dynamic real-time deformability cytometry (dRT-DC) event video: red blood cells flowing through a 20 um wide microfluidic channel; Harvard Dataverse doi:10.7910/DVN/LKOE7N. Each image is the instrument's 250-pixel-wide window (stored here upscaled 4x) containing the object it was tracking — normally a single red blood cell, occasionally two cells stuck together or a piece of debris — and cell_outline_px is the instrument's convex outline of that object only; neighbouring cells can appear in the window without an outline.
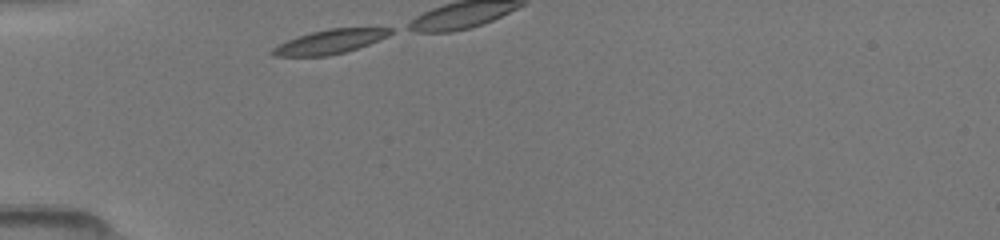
{"species": "common noctule bat (a hibernating species)", "species_latin": "Nyctalus noctula", "temperature_condition": "room temperature", "stored_images_in_passage": 4, "camera_frame_rate_fps": 3000, "um_per_image_px": 0.085, "animal": {"sex": "female", "body_mass_g": 19.5, "forearm_length_mm": 54.1}, "frame": {"image": 1, "passage_image": 1, "time_ms": 0.0, "image_size_px": [1000, 240], "cell_outline_px": [[392, 32], [388, 36], [368, 44], [344, 52], [328, 56], [272, 56], [268, 52], [272, 48], [288, 40], [312, 32], [328, 28], [392, 28]], "centroid_in_image_um": [28.0, 3.55], "position_along_channel_um": 57.0, "area_um2": 16.36}}
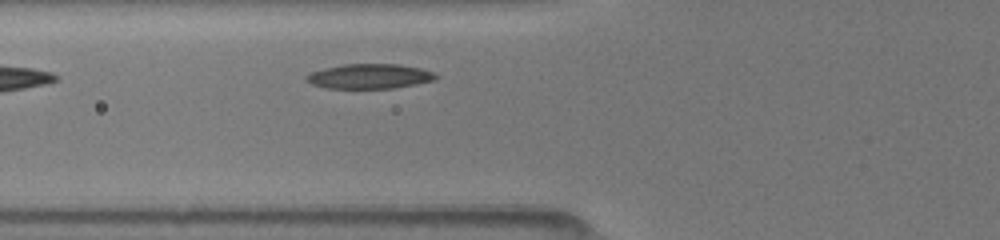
{"frame": {"image": 2, "passage_image": 4, "time_ms": 2.0, "image_size_px": [1000, 240], "cell_outline_px": [[440, 76], [432, 80], [416, 84], [396, 88], [324, 88], [312, 84], [304, 80], [304, 76], [312, 72], [324, 68], [344, 64], [400, 64], [420, 68], [432, 72]], "centroid_in_image_um": [31.38, 6.48], "position_along_channel_um": 94.4, "area_um2": 18.73}}